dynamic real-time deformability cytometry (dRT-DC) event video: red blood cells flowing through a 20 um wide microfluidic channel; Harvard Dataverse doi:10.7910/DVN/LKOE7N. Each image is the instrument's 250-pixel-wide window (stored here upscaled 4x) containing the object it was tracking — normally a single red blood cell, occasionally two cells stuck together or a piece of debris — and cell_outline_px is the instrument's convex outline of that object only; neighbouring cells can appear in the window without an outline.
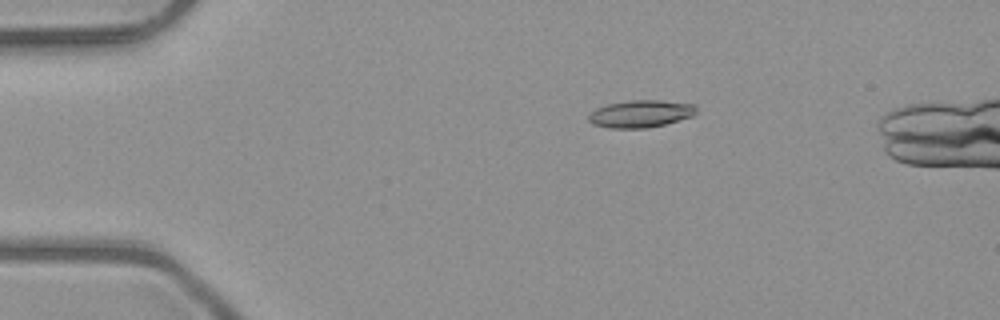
{"species": "common noctule bat (a hibernating species)", "species_latin": "Nyctalus noctula", "temperature_condition": "room temperature", "stored_images_in_passage": 31, "camera_frame_rate_fps": 3000, "um_per_image_px": 0.085, "animal": {"sex": "male", "body_mass_g": 23.1, "forearm_length_mm": 52.7}, "frame": {"image": 1, "passage_image": 1, "time_ms": 0.0, "image_size_px": [1000, 320], "cell_outline_px": [[696, 112], [692, 116], [664, 124], [644, 128], [608, 128], [592, 124], [588, 120], [588, 116], [596, 108], [608, 104], [628, 100], [660, 100], [696, 104]], "centroid_in_image_um": [54.44, 9.66], "position_along_channel_um": 30.6, "area_um2": 17.11}}
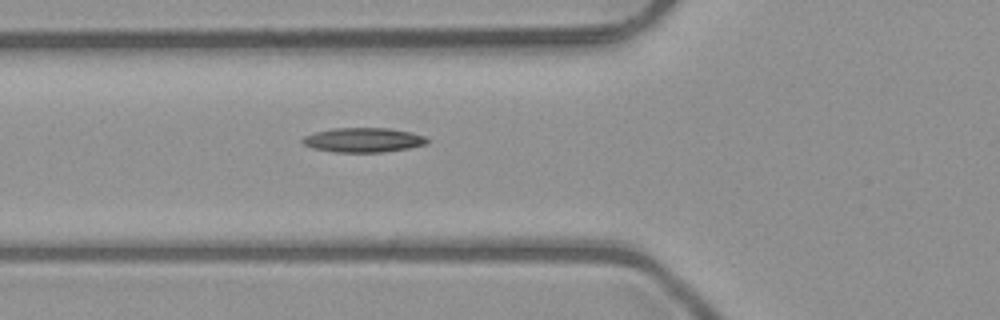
{"frame": {"image": 2, "passage_image": 10, "time_ms": 3.0, "image_size_px": [1000, 320], "cell_outline_px": [[428, 144], [408, 148], [380, 152], [332, 152], [312, 148], [304, 144], [300, 140], [304, 136], [316, 132], [332, 128], [388, 128], [412, 132], [424, 136], [428, 140]], "centroid_in_image_um": [30.87, 11.9], "position_along_channel_um": 94.9, "area_um2": 17.8}}
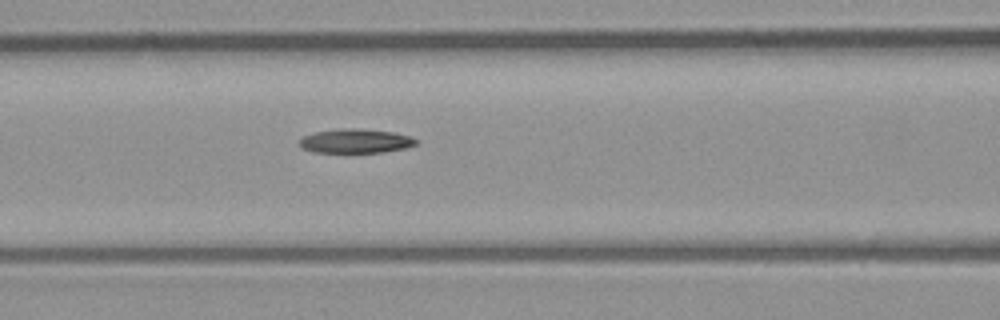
{"frame": {"image": 3, "passage_image": 13, "time_ms": 4.0, "image_size_px": [1000, 320], "cell_outline_px": [[420, 144], [408, 148], [384, 152], [312, 152], [300, 148], [300, 140], [304, 136], [316, 132], [344, 128], [356, 128], [392, 132], [408, 136], [420, 140]], "centroid_in_image_um": [30.28, 12.0], "position_along_channel_um": 136.3, "area_um2": 16.47}}